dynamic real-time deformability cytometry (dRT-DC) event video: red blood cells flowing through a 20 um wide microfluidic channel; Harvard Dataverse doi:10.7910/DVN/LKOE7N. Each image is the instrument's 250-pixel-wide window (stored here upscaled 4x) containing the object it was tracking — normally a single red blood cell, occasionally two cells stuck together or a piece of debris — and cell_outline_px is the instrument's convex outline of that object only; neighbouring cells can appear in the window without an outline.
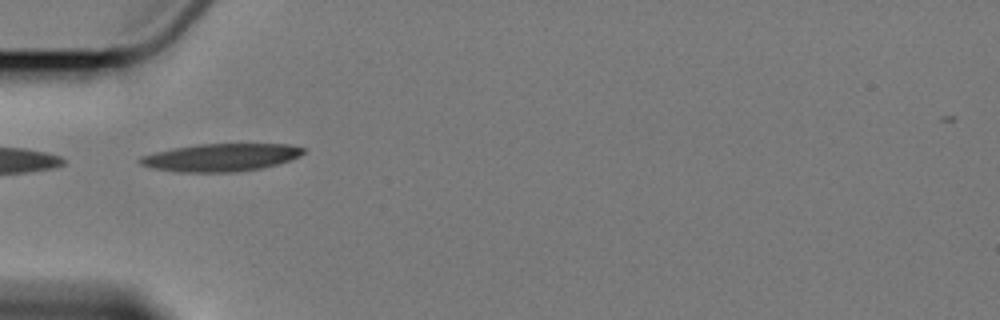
{"species": "Egyptian fruit bat (a non-hibernating species)", "species_latin": "Rousettus aegyptiacus", "temperature_condition": "cold", "stored_images_in_passage": 5, "camera_frame_rate_fps": 3000, "um_per_image_px": 0.085, "animal": {"sex": "female"}, "frame": {"image": 1, "passage_image": 1, "time_ms": 0.0, "image_size_px": [1000, 320], "cell_outline_px": [[308, 148], [300, 156], [276, 164], [260, 168], [232, 172], [180, 172], [152, 168], [140, 164], [136, 160], [140, 156], [172, 148], [196, 144], [292, 144]], "centroid_in_image_um": [18.76, 13.37], "position_along_channel_um": 66.2, "area_um2": 26.41}}
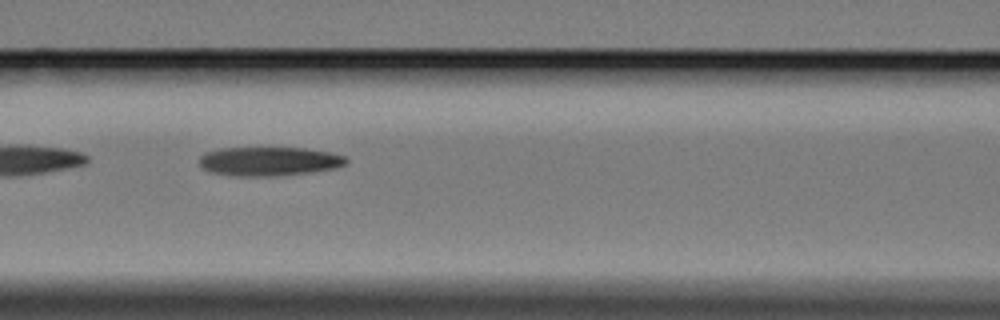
{"frame": {"image": 2, "passage_image": 3, "time_ms": 2.333, "image_size_px": [1000, 320], "cell_outline_px": [[348, 160], [344, 164], [336, 168], [308, 172], [248, 176], [244, 176], [212, 172], [200, 168], [200, 156], [204, 152], [220, 148], [304, 148], [332, 152], [344, 156]], "centroid_in_image_um": [22.85, 13.68], "position_along_channel_um": 143.8, "area_um2": 24.28}}
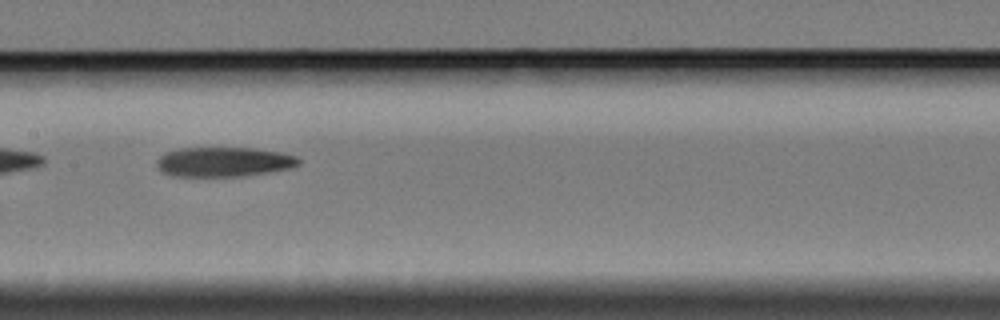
{"frame": {"image": 3, "passage_image": 4, "time_ms": 3.667, "image_size_px": [1000, 320], "cell_outline_px": [[300, 164], [292, 168], [240, 176], [176, 176], [164, 172], [156, 164], [156, 160], [164, 152], [180, 148], [252, 148], [280, 152], [296, 156], [300, 160]], "centroid_in_image_um": [19.02, 13.75], "position_along_channel_um": 188.4, "area_um2": 24.33}}